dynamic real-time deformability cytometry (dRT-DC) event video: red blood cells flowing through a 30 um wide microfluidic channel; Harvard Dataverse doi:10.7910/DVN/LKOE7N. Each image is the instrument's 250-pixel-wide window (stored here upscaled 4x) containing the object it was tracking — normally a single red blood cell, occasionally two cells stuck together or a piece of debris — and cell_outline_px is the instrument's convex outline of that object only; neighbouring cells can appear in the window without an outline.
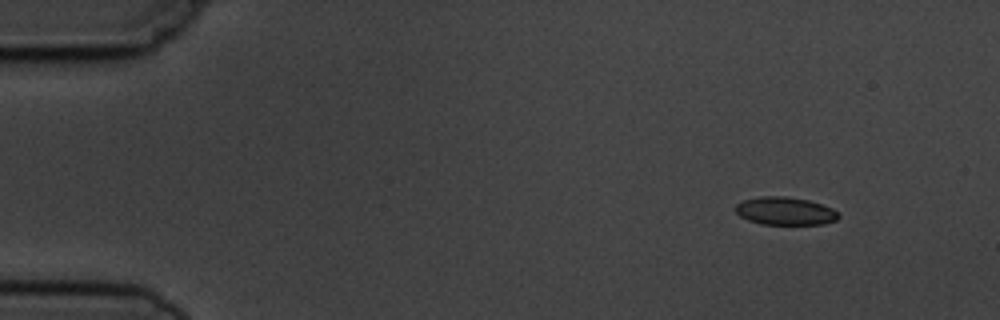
{"species": "common noctule bat (a hibernating species)", "species_latin": "Nyctalus noctula", "temperature_condition": "cold", "stored_images_in_passage": 3, "camera_frame_rate_fps": 3000, "um_per_image_px": 0.085, "animal": {"sex": "male", "body_mass_g": 19.5, "forearm_length_mm": 54.6}, "frame": {"image": 1, "passage_image": 1, "time_ms": 0.0, "image_size_px": [1000, 320], "cell_outline_px": [[840, 216], [836, 220], [824, 224], [760, 224], [748, 220], [740, 216], [736, 212], [736, 204], [744, 200], [760, 196], [784, 196], [808, 200], [832, 208]], "centroid_in_image_um": [66.72, 17.94], "position_along_channel_um": 18.3, "area_um2": 16.65}}
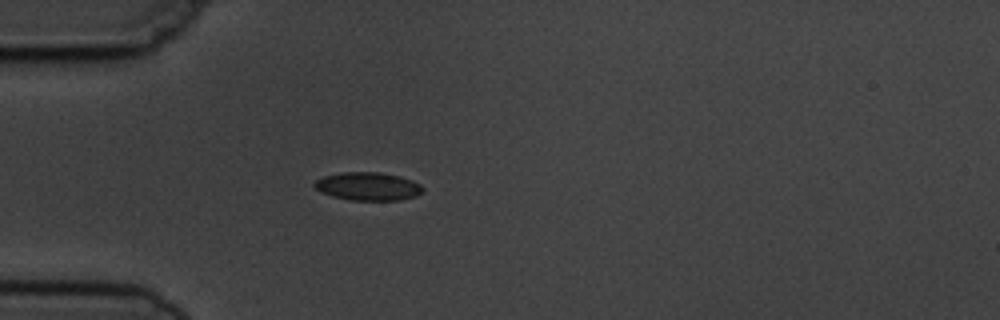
{"frame": {"image": 2, "passage_image": 3, "time_ms": 3.333, "image_size_px": [1000, 320], "cell_outline_px": [[424, 188], [416, 196], [400, 200], [348, 200], [332, 196], [320, 192], [312, 184], [316, 180], [324, 176], [340, 172], [380, 172], [400, 176], [412, 180], [420, 184]], "centroid_in_image_um": [31.26, 15.83], "position_along_channel_um": 53.7, "area_um2": 17.86}}